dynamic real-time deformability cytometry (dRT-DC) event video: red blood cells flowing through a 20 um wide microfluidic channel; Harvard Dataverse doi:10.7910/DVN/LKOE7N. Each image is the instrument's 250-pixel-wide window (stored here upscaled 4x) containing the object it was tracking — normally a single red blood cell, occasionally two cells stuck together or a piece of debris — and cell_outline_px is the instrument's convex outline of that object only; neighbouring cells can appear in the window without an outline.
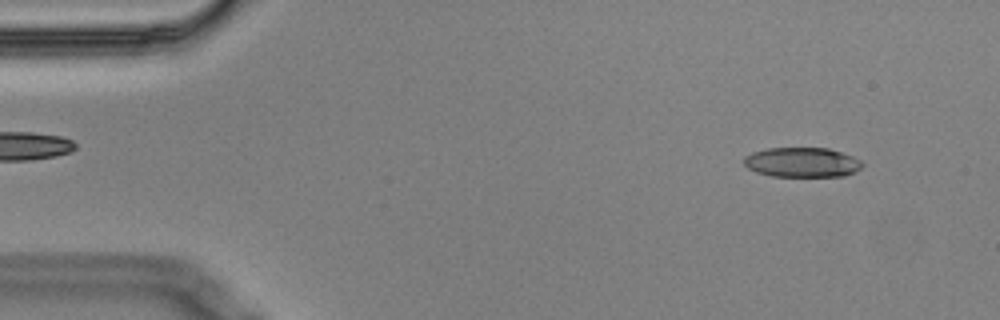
{"species": "Egyptian fruit bat (a non-hibernating species)", "species_latin": "Rousettus aegyptiacus", "temperature_condition": "cold", "stored_images_in_passage": 5, "camera_frame_rate_fps": 3000, "um_per_image_px": 0.085, "animal": {"sex": "male"}, "frame": {"image": 1, "passage_image": 5, "time_ms": 1.333, "image_size_px": [1000, 320], "cell_outline_px": [[864, 164], [856, 172], [844, 176], [772, 176], [756, 172], [748, 168], [744, 164], [744, 156], [752, 152], [768, 148], [828, 148], [852, 156], [860, 160]], "centroid_in_image_um": [68.17, 13.8], "position_along_channel_um": 16.8, "area_um2": 20.52}}